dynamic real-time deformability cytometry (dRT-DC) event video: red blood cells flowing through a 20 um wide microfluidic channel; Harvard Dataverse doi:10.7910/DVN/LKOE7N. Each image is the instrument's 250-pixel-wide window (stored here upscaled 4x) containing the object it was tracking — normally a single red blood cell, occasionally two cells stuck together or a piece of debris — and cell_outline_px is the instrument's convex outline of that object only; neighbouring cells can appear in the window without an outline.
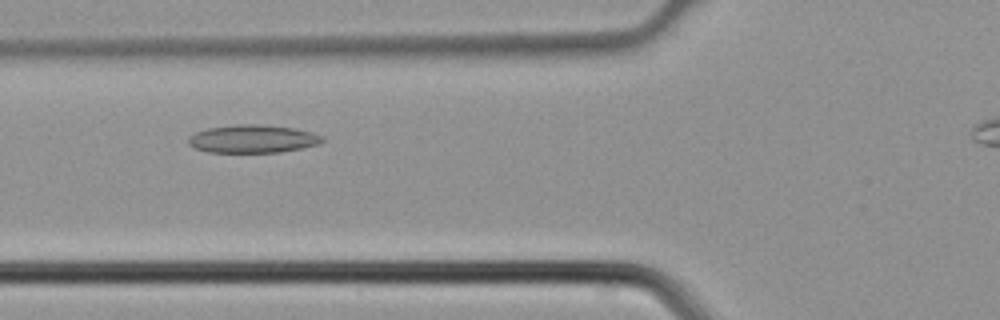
{"species": "common noctule bat (a hibernating species)", "species_latin": "Nyctalus noctula", "temperature_condition": "cold", "stored_images_in_passage": 4, "camera_frame_rate_fps": 3000, "um_per_image_px": 0.085, "animal": {"sex": "male", "body_mass_g": 21.5, "forearm_length_mm": 52.0}, "frame": {"image": 1, "passage_image": 3, "time_ms": 0.667, "image_size_px": [1000, 320], "cell_outline_px": [[324, 140], [320, 144], [280, 152], [208, 152], [196, 148], [188, 144], [188, 136], [196, 132], [208, 128], [236, 124], [256, 124], [292, 128], [312, 132], [324, 136]], "centroid_in_image_um": [21.48, 11.8], "position_along_channel_um": 104.3, "area_um2": 21.79}}
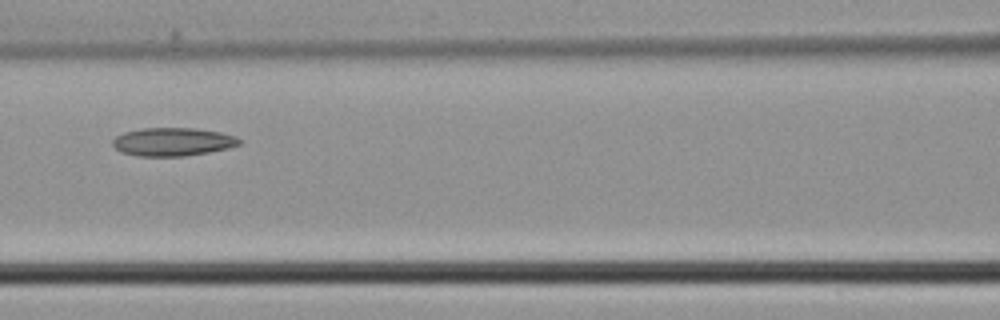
{"frame": {"image": 2, "passage_image": 4, "time_ms": 1.0, "image_size_px": [1000, 320], "cell_outline_px": [[244, 140], [240, 144], [228, 148], [208, 152], [184, 156], [136, 156], [120, 152], [112, 144], [112, 140], [116, 136], [124, 132], [144, 128], [196, 128], [220, 132], [236, 136]], "centroid_in_image_um": [14.69, 12.05], "position_along_channel_um": 151.9, "area_um2": 20.98}}